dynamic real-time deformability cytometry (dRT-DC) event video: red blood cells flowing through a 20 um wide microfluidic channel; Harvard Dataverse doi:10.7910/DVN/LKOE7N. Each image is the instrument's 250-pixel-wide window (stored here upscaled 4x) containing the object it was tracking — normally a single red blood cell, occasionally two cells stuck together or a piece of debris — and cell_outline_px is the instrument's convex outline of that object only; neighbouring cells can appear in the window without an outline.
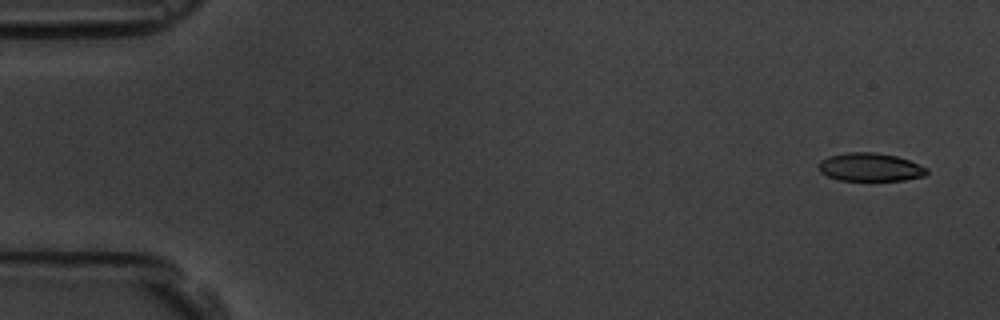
{"species": "common noctule bat (a hibernating species)", "species_latin": "Nyctalus noctula", "temperature_condition": "room temperature", "stored_images_in_passage": 5, "camera_frame_rate_fps": 3000, "um_per_image_px": 0.085, "animal": {"sex": "male", "body_mass_g": 19.5, "forearm_length_mm": 54.6}, "frame": {"image": 1, "passage_image": 1, "time_ms": 0.0, "image_size_px": [1000, 320], "cell_outline_px": [[928, 172], [924, 176], [904, 180], [836, 180], [820, 172], [820, 160], [828, 156], [844, 152], [872, 152], [896, 156], [908, 160], [928, 168]], "centroid_in_image_um": [73.95, 14.2], "position_along_channel_um": 11.0, "area_um2": 17.74}}
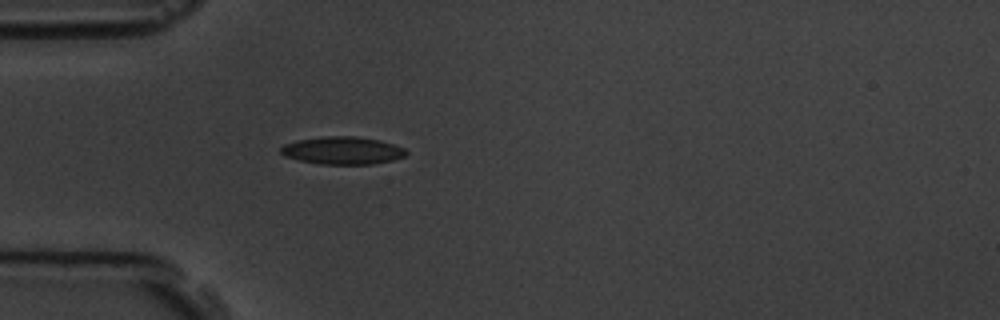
{"frame": {"image": 2, "passage_image": 5, "time_ms": 4.667, "image_size_px": [1000, 320], "cell_outline_px": [[408, 152], [404, 156], [392, 160], [372, 164], [320, 164], [300, 160], [284, 156], [280, 152], [280, 148], [284, 144], [296, 140], [320, 136], [356, 136], [380, 140], [404, 148]], "centroid_in_image_um": [29.09, 12.78], "position_along_channel_um": 55.9, "area_um2": 20.23}}